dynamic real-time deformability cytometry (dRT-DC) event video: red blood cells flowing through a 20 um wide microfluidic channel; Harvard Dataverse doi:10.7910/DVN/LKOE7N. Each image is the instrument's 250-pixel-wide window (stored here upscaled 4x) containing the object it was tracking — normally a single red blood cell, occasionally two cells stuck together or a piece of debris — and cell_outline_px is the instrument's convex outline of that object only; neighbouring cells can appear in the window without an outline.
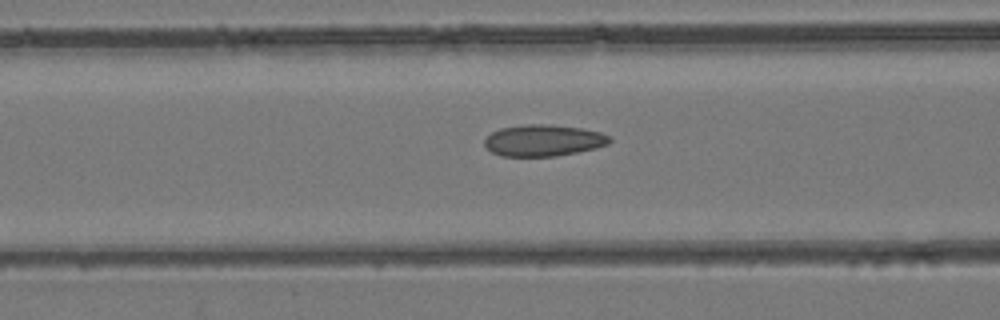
{"species": "common noctule bat (a hibernating species)", "species_latin": "Nyctalus noctula", "temperature_condition": "room temperature", "stored_images_in_passage": 43, "camera_frame_rate_fps": 3000, "um_per_image_px": 0.085, "animal": {"sex": "female", "body_mass_g": 24.6, "forearm_length_mm": 56.2}, "frame": {"image": 1, "passage_image": 20, "time_ms": 6.333, "image_size_px": [1000, 320], "cell_outline_px": [[612, 140], [608, 144], [596, 148], [556, 156], [504, 156], [492, 152], [484, 144], [484, 140], [492, 132], [500, 128], [524, 124], [548, 124], [584, 128], [600, 132], [608, 136]], "centroid_in_image_um": [46.2, 11.92], "position_along_channel_um": 120.4, "area_um2": 22.95}}
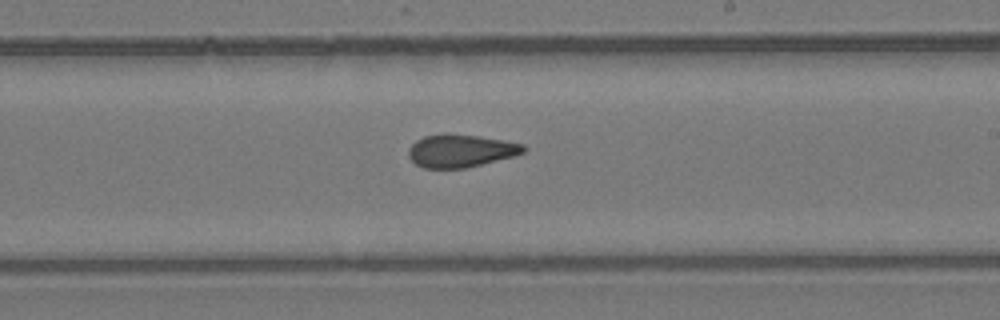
{"frame": {"image": 2, "passage_image": 29, "time_ms": 9.333, "image_size_px": [1000, 320], "cell_outline_px": [[528, 148], [524, 152], [512, 156], [464, 168], [424, 168], [416, 164], [408, 156], [408, 148], [416, 140], [424, 136], [444, 132], [448, 132], [480, 136], [504, 140], [524, 144]], "centroid_in_image_um": [39.13, 12.79], "position_along_channel_um": 249.9, "area_um2": 22.14}}
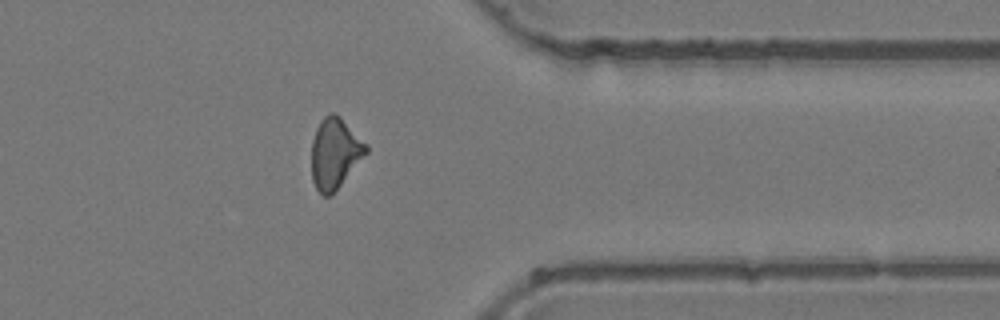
{"frame": {"image": 3, "passage_image": 39, "time_ms": 12.667, "image_size_px": [1000, 320], "cell_outline_px": [[368, 152], [332, 196], [324, 196], [316, 188], [312, 180], [312, 140], [316, 128], [320, 120], [324, 116], [332, 112], [340, 116], [368, 144]], "centroid_in_image_um": [28.48, 13.03], "position_along_channel_um": 382.9, "area_um2": 22.66}}